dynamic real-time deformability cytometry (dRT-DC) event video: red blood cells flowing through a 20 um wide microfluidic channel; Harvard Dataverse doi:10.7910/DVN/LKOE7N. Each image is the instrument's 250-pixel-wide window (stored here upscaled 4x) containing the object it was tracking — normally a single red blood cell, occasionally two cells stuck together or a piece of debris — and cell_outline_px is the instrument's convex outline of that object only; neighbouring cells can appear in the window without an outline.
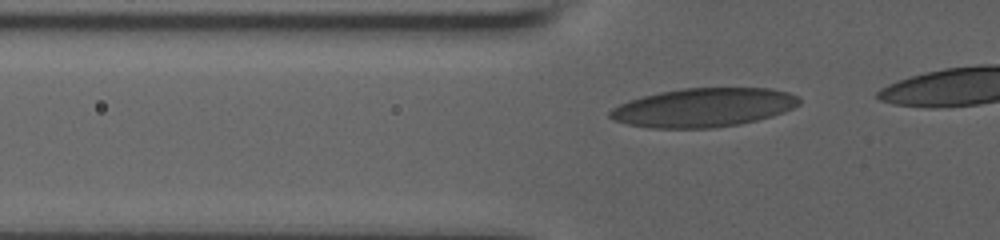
{"species": "human", "species_latin": "Homo sapiens", "temperature_condition": "room temperature", "stored_images_in_passage": 33, "camera_frame_rate_fps": 3000, "um_per_image_px": 0.085, "donor": {"sex": "male"}, "frame": {"image": 1, "passage_image": 3, "time_ms": 0.667, "image_size_px": [1000, 240], "cell_outline_px": [[800, 104], [784, 112], [772, 116], [740, 124], [712, 128], [652, 128], [628, 124], [612, 120], [608, 116], [608, 112], [612, 108], [620, 104], [644, 96], [660, 92], [684, 88], [768, 88], [788, 92], [800, 96]], "centroid_in_image_um": [59.81, 9.14], "position_along_channel_um": 66.0, "area_um2": 42.77}}
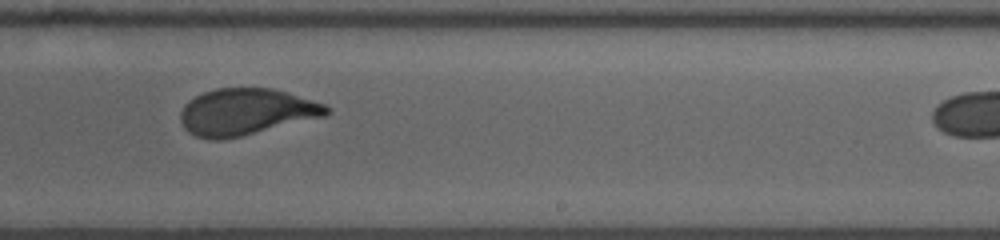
{"frame": {"image": 2, "passage_image": 20, "time_ms": 6.333, "image_size_px": [1000, 240], "cell_outline_px": [[332, 112], [324, 116], [240, 136], [220, 140], [212, 140], [196, 136], [188, 132], [184, 128], [180, 120], [180, 112], [184, 104], [188, 100], [204, 92], [216, 88], [272, 88], [324, 104], [332, 108]], "centroid_in_image_um": [20.88, 9.51], "position_along_channel_um": 268.1, "area_um2": 39.36}}
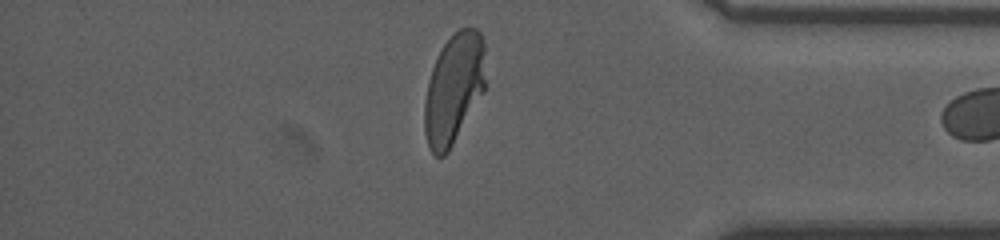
{"frame": {"image": 3, "passage_image": 32, "time_ms": 10.333, "image_size_px": [1000, 240], "cell_outline_px": [[484, 92], [448, 152], [444, 156], [436, 156], [428, 148], [424, 132], [424, 104], [428, 80], [432, 68], [440, 48], [460, 28], [476, 28], [480, 32], [484, 40]], "centroid_in_image_um": [38.56, 7.55], "position_along_channel_um": 396.6, "area_um2": 39.25}}